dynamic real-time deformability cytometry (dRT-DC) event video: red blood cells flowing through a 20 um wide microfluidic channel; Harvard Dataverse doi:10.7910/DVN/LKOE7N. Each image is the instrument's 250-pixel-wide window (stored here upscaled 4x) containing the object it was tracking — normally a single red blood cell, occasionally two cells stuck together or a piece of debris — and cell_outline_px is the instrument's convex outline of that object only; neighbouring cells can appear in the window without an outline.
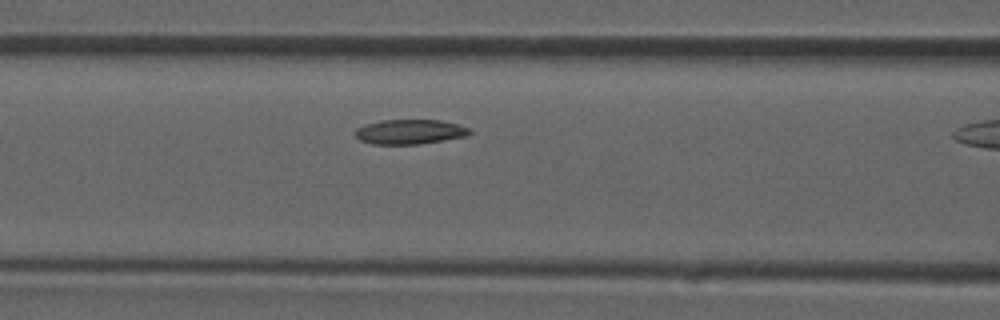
{"species": "common noctule bat (a hibernating species)", "species_latin": "Nyctalus noctula", "temperature_condition": "room temperature", "stored_images_in_passage": 10, "camera_frame_rate_fps": 3000, "um_per_image_px": 0.085, "animal": {"sex": "male", "forearm_length_mm": 52.5}, "frame": {"image": 1, "passage_image": 9, "time_ms": 2.667, "image_size_px": [1000, 320], "cell_outline_px": [[472, 132], [468, 136], [420, 144], [372, 144], [360, 140], [356, 136], [356, 128], [364, 124], [380, 120], [440, 120], [456, 124], [468, 128]], "centroid_in_image_um": [34.82, 11.2], "position_along_channel_um": 131.8, "area_um2": 16.47}}